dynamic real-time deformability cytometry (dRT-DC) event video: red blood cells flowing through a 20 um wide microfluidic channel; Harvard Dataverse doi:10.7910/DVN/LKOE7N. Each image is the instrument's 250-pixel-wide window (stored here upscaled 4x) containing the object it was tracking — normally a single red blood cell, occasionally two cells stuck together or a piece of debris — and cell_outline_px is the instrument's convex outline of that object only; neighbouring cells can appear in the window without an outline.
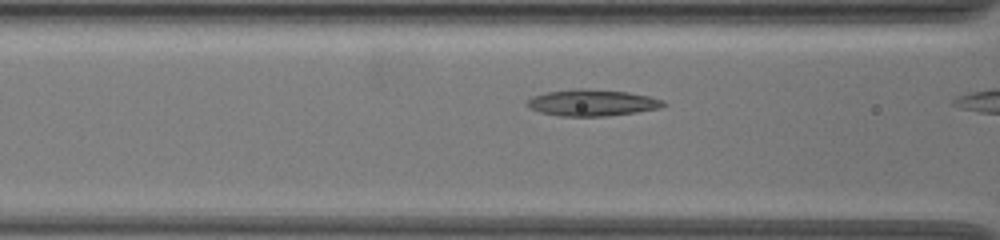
{"species": "common noctule bat (a hibernating species)", "species_latin": "Nyctalus noctula", "temperature_condition": "warm", "stored_images_in_passage": 7, "camera_frame_rate_fps": 3000, "um_per_image_px": 0.085, "animal": {"sex": "female", "body_mass_g": 19.5, "forearm_length_mm": 54.1}, "frame": {"image": 1, "passage_image": 6, "time_ms": 1.667, "image_size_px": [1000, 240], "cell_outline_px": [[668, 104], [660, 108], [636, 112], [604, 116], [560, 116], [540, 112], [528, 108], [524, 104], [532, 96], [548, 92], [576, 88], [584, 88], [628, 92], [648, 96], [664, 100]], "centroid_in_image_um": [50.32, 8.73], "position_along_channel_um": 116.3, "area_um2": 21.1}}